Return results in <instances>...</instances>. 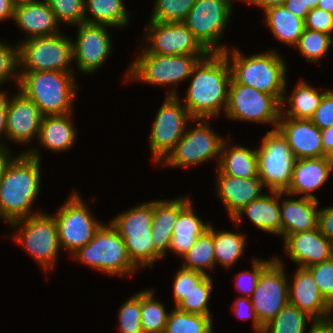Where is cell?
<instances>
[{"instance_id":"6da1fadb","label":"cell","mask_w":333,"mask_h":333,"mask_svg":"<svg viewBox=\"0 0 333 333\" xmlns=\"http://www.w3.org/2000/svg\"><path fill=\"white\" fill-rule=\"evenodd\" d=\"M39 152V148H29L5 161L0 178V219L8 224L34 215L31 208L42 176Z\"/></svg>"},{"instance_id":"7a4b0ae2","label":"cell","mask_w":333,"mask_h":333,"mask_svg":"<svg viewBox=\"0 0 333 333\" xmlns=\"http://www.w3.org/2000/svg\"><path fill=\"white\" fill-rule=\"evenodd\" d=\"M184 106L193 119L220 116L228 105L231 68L223 53H210L193 68Z\"/></svg>"},{"instance_id":"3957f363","label":"cell","mask_w":333,"mask_h":333,"mask_svg":"<svg viewBox=\"0 0 333 333\" xmlns=\"http://www.w3.org/2000/svg\"><path fill=\"white\" fill-rule=\"evenodd\" d=\"M275 51L270 49L266 52L243 56L240 50L233 48L225 50L223 54L229 62L231 77L237 83L273 95L282 103L287 90L286 73L288 69L283 58Z\"/></svg>"},{"instance_id":"277c9868","label":"cell","mask_w":333,"mask_h":333,"mask_svg":"<svg viewBox=\"0 0 333 333\" xmlns=\"http://www.w3.org/2000/svg\"><path fill=\"white\" fill-rule=\"evenodd\" d=\"M19 90L31 99L44 115H65L73 112L76 79L72 72H19Z\"/></svg>"},{"instance_id":"5b68a950","label":"cell","mask_w":333,"mask_h":333,"mask_svg":"<svg viewBox=\"0 0 333 333\" xmlns=\"http://www.w3.org/2000/svg\"><path fill=\"white\" fill-rule=\"evenodd\" d=\"M72 257L111 276H128L138 269L129 259L123 238L110 222L103 223L94 238L77 249Z\"/></svg>"},{"instance_id":"8992f818","label":"cell","mask_w":333,"mask_h":333,"mask_svg":"<svg viewBox=\"0 0 333 333\" xmlns=\"http://www.w3.org/2000/svg\"><path fill=\"white\" fill-rule=\"evenodd\" d=\"M15 229L11 238L16 244H20L34 261L47 273L55 268L56 258L59 255L60 242L57 224L54 215L36 212L27 218L10 223ZM16 228H19L16 230Z\"/></svg>"},{"instance_id":"52a82bcc","label":"cell","mask_w":333,"mask_h":333,"mask_svg":"<svg viewBox=\"0 0 333 333\" xmlns=\"http://www.w3.org/2000/svg\"><path fill=\"white\" fill-rule=\"evenodd\" d=\"M130 64L125 74L130 82L141 81L151 85L171 86L188 80L193 68L208 55H159L148 53L144 48ZM188 78V79H187Z\"/></svg>"},{"instance_id":"ba28073f","label":"cell","mask_w":333,"mask_h":333,"mask_svg":"<svg viewBox=\"0 0 333 333\" xmlns=\"http://www.w3.org/2000/svg\"><path fill=\"white\" fill-rule=\"evenodd\" d=\"M152 218L153 201H148L116 215L110 221L123 238L129 259L138 269L154 265Z\"/></svg>"},{"instance_id":"9c48e42d","label":"cell","mask_w":333,"mask_h":333,"mask_svg":"<svg viewBox=\"0 0 333 333\" xmlns=\"http://www.w3.org/2000/svg\"><path fill=\"white\" fill-rule=\"evenodd\" d=\"M19 72H72L73 40L58 33L18 42Z\"/></svg>"},{"instance_id":"30bf717a","label":"cell","mask_w":333,"mask_h":333,"mask_svg":"<svg viewBox=\"0 0 333 333\" xmlns=\"http://www.w3.org/2000/svg\"><path fill=\"white\" fill-rule=\"evenodd\" d=\"M296 158L278 129L268 131L257 148L258 177L264 188L285 192L291 183Z\"/></svg>"},{"instance_id":"8fae6325","label":"cell","mask_w":333,"mask_h":333,"mask_svg":"<svg viewBox=\"0 0 333 333\" xmlns=\"http://www.w3.org/2000/svg\"><path fill=\"white\" fill-rule=\"evenodd\" d=\"M167 93L153 121L149 137L150 152L156 165L161 164L175 148L186 131L187 123L193 121L187 108L181 104L176 88L172 87Z\"/></svg>"},{"instance_id":"7c38bea8","label":"cell","mask_w":333,"mask_h":333,"mask_svg":"<svg viewBox=\"0 0 333 333\" xmlns=\"http://www.w3.org/2000/svg\"><path fill=\"white\" fill-rule=\"evenodd\" d=\"M70 194L57 209L54 218L61 249L72 255L94 238L103 222L96 220L90 213L87 204L76 190Z\"/></svg>"},{"instance_id":"4fadbf2b","label":"cell","mask_w":333,"mask_h":333,"mask_svg":"<svg viewBox=\"0 0 333 333\" xmlns=\"http://www.w3.org/2000/svg\"><path fill=\"white\" fill-rule=\"evenodd\" d=\"M193 122L198 123L190 131L187 125L183 137L161 162V166L190 168L217 157L218 167L221 146L225 139L212 130L207 123L208 119H193Z\"/></svg>"},{"instance_id":"5bb4252c","label":"cell","mask_w":333,"mask_h":333,"mask_svg":"<svg viewBox=\"0 0 333 333\" xmlns=\"http://www.w3.org/2000/svg\"><path fill=\"white\" fill-rule=\"evenodd\" d=\"M233 0H197L184 24L210 53H223L227 45L219 44L233 13Z\"/></svg>"},{"instance_id":"9a60e30c","label":"cell","mask_w":333,"mask_h":333,"mask_svg":"<svg viewBox=\"0 0 333 333\" xmlns=\"http://www.w3.org/2000/svg\"><path fill=\"white\" fill-rule=\"evenodd\" d=\"M226 117L239 121L272 124L277 129L281 103L270 94L237 83L231 78Z\"/></svg>"},{"instance_id":"2e32d148","label":"cell","mask_w":333,"mask_h":333,"mask_svg":"<svg viewBox=\"0 0 333 333\" xmlns=\"http://www.w3.org/2000/svg\"><path fill=\"white\" fill-rule=\"evenodd\" d=\"M146 29L142 47L148 53L169 56L210 54L184 22L149 21Z\"/></svg>"},{"instance_id":"e0dca14e","label":"cell","mask_w":333,"mask_h":333,"mask_svg":"<svg viewBox=\"0 0 333 333\" xmlns=\"http://www.w3.org/2000/svg\"><path fill=\"white\" fill-rule=\"evenodd\" d=\"M285 264L279 257L261 272L254 293L250 297L260 324H268L288 303V277Z\"/></svg>"},{"instance_id":"ac0fdd59","label":"cell","mask_w":333,"mask_h":333,"mask_svg":"<svg viewBox=\"0 0 333 333\" xmlns=\"http://www.w3.org/2000/svg\"><path fill=\"white\" fill-rule=\"evenodd\" d=\"M77 26V37L73 42V60L83 74L95 73L113 49L107 25L81 23Z\"/></svg>"},{"instance_id":"d6986e66","label":"cell","mask_w":333,"mask_h":333,"mask_svg":"<svg viewBox=\"0 0 333 333\" xmlns=\"http://www.w3.org/2000/svg\"><path fill=\"white\" fill-rule=\"evenodd\" d=\"M42 116L36 104L19 90L13 97L10 96L7 105L5 138L21 145L37 139Z\"/></svg>"},{"instance_id":"ffe728a7","label":"cell","mask_w":333,"mask_h":333,"mask_svg":"<svg viewBox=\"0 0 333 333\" xmlns=\"http://www.w3.org/2000/svg\"><path fill=\"white\" fill-rule=\"evenodd\" d=\"M283 240L285 253L298 267L307 268L333 257V243L319 227L287 235Z\"/></svg>"},{"instance_id":"44dd1931","label":"cell","mask_w":333,"mask_h":333,"mask_svg":"<svg viewBox=\"0 0 333 333\" xmlns=\"http://www.w3.org/2000/svg\"><path fill=\"white\" fill-rule=\"evenodd\" d=\"M292 279L288 280L291 305L308 313L315 320H325L333 316V307L322 297L313 275L307 268L298 267Z\"/></svg>"},{"instance_id":"7402d4cb","label":"cell","mask_w":333,"mask_h":333,"mask_svg":"<svg viewBox=\"0 0 333 333\" xmlns=\"http://www.w3.org/2000/svg\"><path fill=\"white\" fill-rule=\"evenodd\" d=\"M277 129L287 139L296 159L323 157L321 130L307 119H294L280 114Z\"/></svg>"},{"instance_id":"603a6c76","label":"cell","mask_w":333,"mask_h":333,"mask_svg":"<svg viewBox=\"0 0 333 333\" xmlns=\"http://www.w3.org/2000/svg\"><path fill=\"white\" fill-rule=\"evenodd\" d=\"M216 169V192L230 219L245 205L262 195L264 186L258 176L240 178L223 174Z\"/></svg>"},{"instance_id":"cb8c5ba5","label":"cell","mask_w":333,"mask_h":333,"mask_svg":"<svg viewBox=\"0 0 333 333\" xmlns=\"http://www.w3.org/2000/svg\"><path fill=\"white\" fill-rule=\"evenodd\" d=\"M181 197L171 200H153L152 241L154 243V264L169 252L172 232L181 210L190 202Z\"/></svg>"},{"instance_id":"d4e9b609","label":"cell","mask_w":333,"mask_h":333,"mask_svg":"<svg viewBox=\"0 0 333 333\" xmlns=\"http://www.w3.org/2000/svg\"><path fill=\"white\" fill-rule=\"evenodd\" d=\"M331 175L328 156L296 159L292 180L286 194L318 200L312 193L323 186ZM303 195V196H302Z\"/></svg>"},{"instance_id":"484cf974","label":"cell","mask_w":333,"mask_h":333,"mask_svg":"<svg viewBox=\"0 0 333 333\" xmlns=\"http://www.w3.org/2000/svg\"><path fill=\"white\" fill-rule=\"evenodd\" d=\"M267 193L248 203L236 213L231 220L237 229L240 227V219L245 214L260 230L276 236L281 235L280 198L283 192L268 190Z\"/></svg>"},{"instance_id":"4316f807","label":"cell","mask_w":333,"mask_h":333,"mask_svg":"<svg viewBox=\"0 0 333 333\" xmlns=\"http://www.w3.org/2000/svg\"><path fill=\"white\" fill-rule=\"evenodd\" d=\"M280 202L281 235L283 239L290 234L309 231L318 227L319 201L300 197L289 199L290 194L283 192ZM288 196L285 198V196Z\"/></svg>"},{"instance_id":"83f0119b","label":"cell","mask_w":333,"mask_h":333,"mask_svg":"<svg viewBox=\"0 0 333 333\" xmlns=\"http://www.w3.org/2000/svg\"><path fill=\"white\" fill-rule=\"evenodd\" d=\"M13 21L27 34L23 40L60 33L58 27L60 24L45 0L14 7Z\"/></svg>"},{"instance_id":"f1b7e54d","label":"cell","mask_w":333,"mask_h":333,"mask_svg":"<svg viewBox=\"0 0 333 333\" xmlns=\"http://www.w3.org/2000/svg\"><path fill=\"white\" fill-rule=\"evenodd\" d=\"M72 112L65 115H44L41 119L38 142L52 152L70 150L77 139Z\"/></svg>"},{"instance_id":"f546056e","label":"cell","mask_w":333,"mask_h":333,"mask_svg":"<svg viewBox=\"0 0 333 333\" xmlns=\"http://www.w3.org/2000/svg\"><path fill=\"white\" fill-rule=\"evenodd\" d=\"M192 205L190 201L181 210L173 227L169 251H173L181 258L190 250L197 238L202 236L210 226V223L203 222L196 215Z\"/></svg>"},{"instance_id":"4dcf8cb0","label":"cell","mask_w":333,"mask_h":333,"mask_svg":"<svg viewBox=\"0 0 333 333\" xmlns=\"http://www.w3.org/2000/svg\"><path fill=\"white\" fill-rule=\"evenodd\" d=\"M225 139L221 146L218 169L226 175L252 178L258 176L257 148L250 149L240 145H229ZM228 144V145H227Z\"/></svg>"},{"instance_id":"1f68e13d","label":"cell","mask_w":333,"mask_h":333,"mask_svg":"<svg viewBox=\"0 0 333 333\" xmlns=\"http://www.w3.org/2000/svg\"><path fill=\"white\" fill-rule=\"evenodd\" d=\"M325 92L326 90L320 92L308 82L300 80L290 95L285 91L281 103V114L289 118L310 120ZM286 101L289 102V106L286 105L287 108Z\"/></svg>"},{"instance_id":"d6a6232c","label":"cell","mask_w":333,"mask_h":333,"mask_svg":"<svg viewBox=\"0 0 333 333\" xmlns=\"http://www.w3.org/2000/svg\"><path fill=\"white\" fill-rule=\"evenodd\" d=\"M264 12L266 26L270 28L275 39L295 47L305 28L304 20L293 15L285 5L273 6Z\"/></svg>"},{"instance_id":"836d02e7","label":"cell","mask_w":333,"mask_h":333,"mask_svg":"<svg viewBox=\"0 0 333 333\" xmlns=\"http://www.w3.org/2000/svg\"><path fill=\"white\" fill-rule=\"evenodd\" d=\"M84 6L85 23L114 28H124L129 23L130 13L123 0H85Z\"/></svg>"},{"instance_id":"e575fe53","label":"cell","mask_w":333,"mask_h":333,"mask_svg":"<svg viewBox=\"0 0 333 333\" xmlns=\"http://www.w3.org/2000/svg\"><path fill=\"white\" fill-rule=\"evenodd\" d=\"M182 258L184 261L181 267L185 269L207 273L208 269H213L216 266L212 224L202 236L197 238L194 245Z\"/></svg>"},{"instance_id":"d590c367","label":"cell","mask_w":333,"mask_h":333,"mask_svg":"<svg viewBox=\"0 0 333 333\" xmlns=\"http://www.w3.org/2000/svg\"><path fill=\"white\" fill-rule=\"evenodd\" d=\"M246 236L241 232L216 231L214 229V254L216 265H221L225 269L238 261L246 244Z\"/></svg>"},{"instance_id":"8d00e7d4","label":"cell","mask_w":333,"mask_h":333,"mask_svg":"<svg viewBox=\"0 0 333 333\" xmlns=\"http://www.w3.org/2000/svg\"><path fill=\"white\" fill-rule=\"evenodd\" d=\"M169 313L154 290H141V326L143 333H164Z\"/></svg>"},{"instance_id":"74e56055","label":"cell","mask_w":333,"mask_h":333,"mask_svg":"<svg viewBox=\"0 0 333 333\" xmlns=\"http://www.w3.org/2000/svg\"><path fill=\"white\" fill-rule=\"evenodd\" d=\"M212 316L184 312L176 307L169 312L164 333H213Z\"/></svg>"},{"instance_id":"f35d334b","label":"cell","mask_w":333,"mask_h":333,"mask_svg":"<svg viewBox=\"0 0 333 333\" xmlns=\"http://www.w3.org/2000/svg\"><path fill=\"white\" fill-rule=\"evenodd\" d=\"M315 321L308 313L288 303L268 324L263 333H308L306 322Z\"/></svg>"},{"instance_id":"ab89813d","label":"cell","mask_w":333,"mask_h":333,"mask_svg":"<svg viewBox=\"0 0 333 333\" xmlns=\"http://www.w3.org/2000/svg\"><path fill=\"white\" fill-rule=\"evenodd\" d=\"M332 44V35L304 28L295 48H298V51L306 58L308 63L320 64L321 59L329 52Z\"/></svg>"},{"instance_id":"60d3db41","label":"cell","mask_w":333,"mask_h":333,"mask_svg":"<svg viewBox=\"0 0 333 333\" xmlns=\"http://www.w3.org/2000/svg\"><path fill=\"white\" fill-rule=\"evenodd\" d=\"M212 277L207 275L175 307L181 311L211 316L209 301L212 293Z\"/></svg>"},{"instance_id":"b9f144b4","label":"cell","mask_w":333,"mask_h":333,"mask_svg":"<svg viewBox=\"0 0 333 333\" xmlns=\"http://www.w3.org/2000/svg\"><path fill=\"white\" fill-rule=\"evenodd\" d=\"M197 0H155L149 21L183 22Z\"/></svg>"},{"instance_id":"7bdbcfd3","label":"cell","mask_w":333,"mask_h":333,"mask_svg":"<svg viewBox=\"0 0 333 333\" xmlns=\"http://www.w3.org/2000/svg\"><path fill=\"white\" fill-rule=\"evenodd\" d=\"M117 314L120 333H143L141 326V291L122 303Z\"/></svg>"},{"instance_id":"ee69618b","label":"cell","mask_w":333,"mask_h":333,"mask_svg":"<svg viewBox=\"0 0 333 333\" xmlns=\"http://www.w3.org/2000/svg\"><path fill=\"white\" fill-rule=\"evenodd\" d=\"M58 23L79 25L85 23V0H45Z\"/></svg>"},{"instance_id":"f6af8a7d","label":"cell","mask_w":333,"mask_h":333,"mask_svg":"<svg viewBox=\"0 0 333 333\" xmlns=\"http://www.w3.org/2000/svg\"><path fill=\"white\" fill-rule=\"evenodd\" d=\"M19 59L18 45L16 47L7 42L0 41V86L9 79L15 80L19 85Z\"/></svg>"},{"instance_id":"bcb514c9","label":"cell","mask_w":333,"mask_h":333,"mask_svg":"<svg viewBox=\"0 0 333 333\" xmlns=\"http://www.w3.org/2000/svg\"><path fill=\"white\" fill-rule=\"evenodd\" d=\"M208 273L180 268L174 274L173 298L175 306L199 284Z\"/></svg>"},{"instance_id":"7dc6e473","label":"cell","mask_w":333,"mask_h":333,"mask_svg":"<svg viewBox=\"0 0 333 333\" xmlns=\"http://www.w3.org/2000/svg\"><path fill=\"white\" fill-rule=\"evenodd\" d=\"M307 269L313 275L322 297L333 307V257Z\"/></svg>"},{"instance_id":"c3c4849f","label":"cell","mask_w":333,"mask_h":333,"mask_svg":"<svg viewBox=\"0 0 333 333\" xmlns=\"http://www.w3.org/2000/svg\"><path fill=\"white\" fill-rule=\"evenodd\" d=\"M275 259V257L269 260H262L260 258L252 259V269L251 271H243L239 274L237 273L235 277L236 288L239 292L250 298L254 293L259 276L261 272Z\"/></svg>"},{"instance_id":"681fc988","label":"cell","mask_w":333,"mask_h":333,"mask_svg":"<svg viewBox=\"0 0 333 333\" xmlns=\"http://www.w3.org/2000/svg\"><path fill=\"white\" fill-rule=\"evenodd\" d=\"M320 130L333 126V89H326L320 105L310 119Z\"/></svg>"},{"instance_id":"f907efd6","label":"cell","mask_w":333,"mask_h":333,"mask_svg":"<svg viewBox=\"0 0 333 333\" xmlns=\"http://www.w3.org/2000/svg\"><path fill=\"white\" fill-rule=\"evenodd\" d=\"M305 28L320 31L332 35L333 33V14L320 8L310 10L304 21Z\"/></svg>"},{"instance_id":"816d5d0a","label":"cell","mask_w":333,"mask_h":333,"mask_svg":"<svg viewBox=\"0 0 333 333\" xmlns=\"http://www.w3.org/2000/svg\"><path fill=\"white\" fill-rule=\"evenodd\" d=\"M232 306H233V312L235 313V315L238 316V318L243 320L247 319L250 320V318H252L251 321L253 322L252 326L254 332L263 333L264 327L260 324L256 316L253 303L251 302L250 298L240 295L238 296V299L234 302Z\"/></svg>"},{"instance_id":"f5cc1de1","label":"cell","mask_w":333,"mask_h":333,"mask_svg":"<svg viewBox=\"0 0 333 333\" xmlns=\"http://www.w3.org/2000/svg\"><path fill=\"white\" fill-rule=\"evenodd\" d=\"M318 227L322 234L333 243V206L319 209Z\"/></svg>"},{"instance_id":"db71d44e","label":"cell","mask_w":333,"mask_h":333,"mask_svg":"<svg viewBox=\"0 0 333 333\" xmlns=\"http://www.w3.org/2000/svg\"><path fill=\"white\" fill-rule=\"evenodd\" d=\"M284 5L293 15L302 18L304 21L310 11L305 0H287Z\"/></svg>"},{"instance_id":"11a10c76","label":"cell","mask_w":333,"mask_h":333,"mask_svg":"<svg viewBox=\"0 0 333 333\" xmlns=\"http://www.w3.org/2000/svg\"><path fill=\"white\" fill-rule=\"evenodd\" d=\"M321 141L324 156H329L333 153V126L321 130Z\"/></svg>"},{"instance_id":"9f6ffc18","label":"cell","mask_w":333,"mask_h":333,"mask_svg":"<svg viewBox=\"0 0 333 333\" xmlns=\"http://www.w3.org/2000/svg\"><path fill=\"white\" fill-rule=\"evenodd\" d=\"M308 333H333V317L313 321Z\"/></svg>"},{"instance_id":"6f0895ef","label":"cell","mask_w":333,"mask_h":333,"mask_svg":"<svg viewBox=\"0 0 333 333\" xmlns=\"http://www.w3.org/2000/svg\"><path fill=\"white\" fill-rule=\"evenodd\" d=\"M14 16V5L12 0H0V21L7 20L11 18L13 20Z\"/></svg>"},{"instance_id":"680465c9","label":"cell","mask_w":333,"mask_h":333,"mask_svg":"<svg viewBox=\"0 0 333 333\" xmlns=\"http://www.w3.org/2000/svg\"><path fill=\"white\" fill-rule=\"evenodd\" d=\"M287 0H251L250 4H254L263 9V11L267 10L273 6H281L284 5Z\"/></svg>"},{"instance_id":"91938a15","label":"cell","mask_w":333,"mask_h":333,"mask_svg":"<svg viewBox=\"0 0 333 333\" xmlns=\"http://www.w3.org/2000/svg\"><path fill=\"white\" fill-rule=\"evenodd\" d=\"M6 127H7V112H0V139L3 134L6 136ZM8 147L1 143L0 141V151L8 152Z\"/></svg>"},{"instance_id":"94428289","label":"cell","mask_w":333,"mask_h":333,"mask_svg":"<svg viewBox=\"0 0 333 333\" xmlns=\"http://www.w3.org/2000/svg\"><path fill=\"white\" fill-rule=\"evenodd\" d=\"M317 8L323 9L333 14V0H319Z\"/></svg>"},{"instance_id":"6125c7cd","label":"cell","mask_w":333,"mask_h":333,"mask_svg":"<svg viewBox=\"0 0 333 333\" xmlns=\"http://www.w3.org/2000/svg\"><path fill=\"white\" fill-rule=\"evenodd\" d=\"M6 94V91H0V112H7V105L10 96Z\"/></svg>"},{"instance_id":"be15d7a7","label":"cell","mask_w":333,"mask_h":333,"mask_svg":"<svg viewBox=\"0 0 333 333\" xmlns=\"http://www.w3.org/2000/svg\"><path fill=\"white\" fill-rule=\"evenodd\" d=\"M11 149L8 152L0 151V178L2 174V169L4 167L6 159L11 155Z\"/></svg>"},{"instance_id":"e7e4bbea","label":"cell","mask_w":333,"mask_h":333,"mask_svg":"<svg viewBox=\"0 0 333 333\" xmlns=\"http://www.w3.org/2000/svg\"><path fill=\"white\" fill-rule=\"evenodd\" d=\"M41 1H44V0H12L14 7L24 5V4L41 2Z\"/></svg>"},{"instance_id":"03108f58","label":"cell","mask_w":333,"mask_h":333,"mask_svg":"<svg viewBox=\"0 0 333 333\" xmlns=\"http://www.w3.org/2000/svg\"><path fill=\"white\" fill-rule=\"evenodd\" d=\"M305 3L308 5L309 9L312 10L317 7L319 0H305Z\"/></svg>"},{"instance_id":"003e7915","label":"cell","mask_w":333,"mask_h":333,"mask_svg":"<svg viewBox=\"0 0 333 333\" xmlns=\"http://www.w3.org/2000/svg\"><path fill=\"white\" fill-rule=\"evenodd\" d=\"M329 162H330V169L331 172H333V153L328 156Z\"/></svg>"},{"instance_id":"a7ac6f4b","label":"cell","mask_w":333,"mask_h":333,"mask_svg":"<svg viewBox=\"0 0 333 333\" xmlns=\"http://www.w3.org/2000/svg\"><path fill=\"white\" fill-rule=\"evenodd\" d=\"M242 1H244L245 3H248V4L251 2V0H242Z\"/></svg>"}]
</instances>
